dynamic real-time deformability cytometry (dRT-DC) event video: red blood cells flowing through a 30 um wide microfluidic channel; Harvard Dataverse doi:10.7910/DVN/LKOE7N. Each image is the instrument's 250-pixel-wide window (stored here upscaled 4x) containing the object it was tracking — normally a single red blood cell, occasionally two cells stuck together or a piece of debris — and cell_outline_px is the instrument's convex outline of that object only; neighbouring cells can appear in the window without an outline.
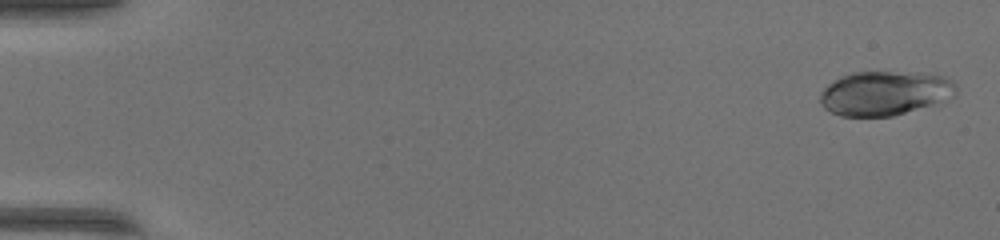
{"species": "common noctule bat (a hibernating species)", "species_latin": "Nyctalus noctula", "temperature_condition": "warm", "stored_images_in_passage": 50, "camera_frame_rate_fps": 3000, "um_per_image_px": 0.085, "animal": {"sex": "female", "body_mass_g": 17.0, "forearm_length_mm": 48.0}, "frame": {"image": 1, "passage_image": 2, "time_ms": 0.333, "image_size_px": [1000, 240], "cell_outline_px": [[956, 96], [932, 104], [892, 116], [840, 116], [824, 108], [820, 100], [820, 92], [828, 84], [840, 76], [852, 72], [920, 72], [944, 76], [952, 80], [956, 84]], "centroid_in_image_um": [75.21, 7.9], "position_along_channel_um": 9.8, "area_um2": 35.14}}
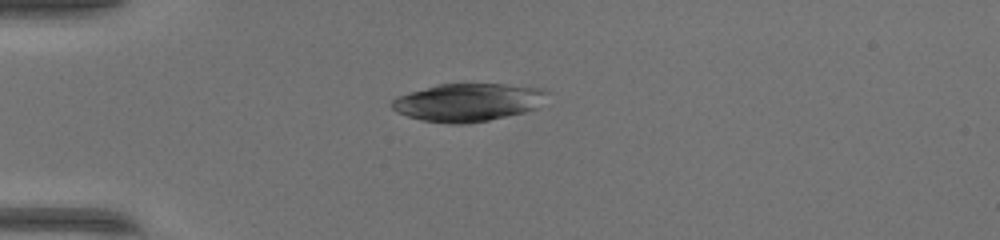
{"frame": {"image": 2, "passage_image": 14, "time_ms": 4.333, "image_size_px": [1000, 240], "cell_outline_px": [[548, 92], [536, 108], [524, 112], [488, 120], [468, 124], [452, 124], [420, 120], [396, 112], [388, 104], [396, 96], [440, 84], [504, 84], [540, 88]], "centroid_in_image_um": [39.72, 8.71], "position_along_channel_um": 45.3, "area_um2": 34.1}}